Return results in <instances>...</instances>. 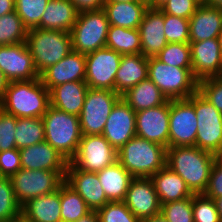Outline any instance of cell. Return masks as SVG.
Instances as JSON below:
<instances>
[{
	"label": "cell",
	"mask_w": 222,
	"mask_h": 222,
	"mask_svg": "<svg viewBox=\"0 0 222 222\" xmlns=\"http://www.w3.org/2000/svg\"><path fill=\"white\" fill-rule=\"evenodd\" d=\"M61 221L77 222L91 211L85 200L65 181L60 185Z\"/></svg>",
	"instance_id": "obj_33"
},
{
	"label": "cell",
	"mask_w": 222,
	"mask_h": 222,
	"mask_svg": "<svg viewBox=\"0 0 222 222\" xmlns=\"http://www.w3.org/2000/svg\"><path fill=\"white\" fill-rule=\"evenodd\" d=\"M97 213L99 222H141L123 201L108 202Z\"/></svg>",
	"instance_id": "obj_42"
},
{
	"label": "cell",
	"mask_w": 222,
	"mask_h": 222,
	"mask_svg": "<svg viewBox=\"0 0 222 222\" xmlns=\"http://www.w3.org/2000/svg\"><path fill=\"white\" fill-rule=\"evenodd\" d=\"M156 58L173 67L192 68L189 43H168Z\"/></svg>",
	"instance_id": "obj_38"
},
{
	"label": "cell",
	"mask_w": 222,
	"mask_h": 222,
	"mask_svg": "<svg viewBox=\"0 0 222 222\" xmlns=\"http://www.w3.org/2000/svg\"><path fill=\"white\" fill-rule=\"evenodd\" d=\"M18 150L45 140L43 118H17L15 130Z\"/></svg>",
	"instance_id": "obj_34"
},
{
	"label": "cell",
	"mask_w": 222,
	"mask_h": 222,
	"mask_svg": "<svg viewBox=\"0 0 222 222\" xmlns=\"http://www.w3.org/2000/svg\"><path fill=\"white\" fill-rule=\"evenodd\" d=\"M42 118L45 141L70 162L82 138L79 116L50 106Z\"/></svg>",
	"instance_id": "obj_4"
},
{
	"label": "cell",
	"mask_w": 222,
	"mask_h": 222,
	"mask_svg": "<svg viewBox=\"0 0 222 222\" xmlns=\"http://www.w3.org/2000/svg\"><path fill=\"white\" fill-rule=\"evenodd\" d=\"M198 92L222 113V77H210L198 81Z\"/></svg>",
	"instance_id": "obj_43"
},
{
	"label": "cell",
	"mask_w": 222,
	"mask_h": 222,
	"mask_svg": "<svg viewBox=\"0 0 222 222\" xmlns=\"http://www.w3.org/2000/svg\"><path fill=\"white\" fill-rule=\"evenodd\" d=\"M0 70L8 82L40 78L25 42L0 46Z\"/></svg>",
	"instance_id": "obj_14"
},
{
	"label": "cell",
	"mask_w": 222,
	"mask_h": 222,
	"mask_svg": "<svg viewBox=\"0 0 222 222\" xmlns=\"http://www.w3.org/2000/svg\"><path fill=\"white\" fill-rule=\"evenodd\" d=\"M194 222H221L215 201L203 194L192 196Z\"/></svg>",
	"instance_id": "obj_41"
},
{
	"label": "cell",
	"mask_w": 222,
	"mask_h": 222,
	"mask_svg": "<svg viewBox=\"0 0 222 222\" xmlns=\"http://www.w3.org/2000/svg\"><path fill=\"white\" fill-rule=\"evenodd\" d=\"M222 29V9L200 4L189 19L190 42L217 38Z\"/></svg>",
	"instance_id": "obj_23"
},
{
	"label": "cell",
	"mask_w": 222,
	"mask_h": 222,
	"mask_svg": "<svg viewBox=\"0 0 222 222\" xmlns=\"http://www.w3.org/2000/svg\"><path fill=\"white\" fill-rule=\"evenodd\" d=\"M199 5L195 0H168L159 9L168 15L190 19Z\"/></svg>",
	"instance_id": "obj_45"
},
{
	"label": "cell",
	"mask_w": 222,
	"mask_h": 222,
	"mask_svg": "<svg viewBox=\"0 0 222 222\" xmlns=\"http://www.w3.org/2000/svg\"><path fill=\"white\" fill-rule=\"evenodd\" d=\"M96 173L108 201H123L134 177L118 161Z\"/></svg>",
	"instance_id": "obj_30"
},
{
	"label": "cell",
	"mask_w": 222,
	"mask_h": 222,
	"mask_svg": "<svg viewBox=\"0 0 222 222\" xmlns=\"http://www.w3.org/2000/svg\"><path fill=\"white\" fill-rule=\"evenodd\" d=\"M15 222H32V221H29L24 216L20 215L15 219Z\"/></svg>",
	"instance_id": "obj_56"
},
{
	"label": "cell",
	"mask_w": 222,
	"mask_h": 222,
	"mask_svg": "<svg viewBox=\"0 0 222 222\" xmlns=\"http://www.w3.org/2000/svg\"><path fill=\"white\" fill-rule=\"evenodd\" d=\"M21 169L20 151L17 148L0 152V177L11 178Z\"/></svg>",
	"instance_id": "obj_46"
},
{
	"label": "cell",
	"mask_w": 222,
	"mask_h": 222,
	"mask_svg": "<svg viewBox=\"0 0 222 222\" xmlns=\"http://www.w3.org/2000/svg\"><path fill=\"white\" fill-rule=\"evenodd\" d=\"M66 171L20 169L11 177L14 195L22 207L29 200L50 194L65 181Z\"/></svg>",
	"instance_id": "obj_9"
},
{
	"label": "cell",
	"mask_w": 222,
	"mask_h": 222,
	"mask_svg": "<svg viewBox=\"0 0 222 222\" xmlns=\"http://www.w3.org/2000/svg\"><path fill=\"white\" fill-rule=\"evenodd\" d=\"M117 161V151L103 135H82L70 163L82 171L99 172Z\"/></svg>",
	"instance_id": "obj_11"
},
{
	"label": "cell",
	"mask_w": 222,
	"mask_h": 222,
	"mask_svg": "<svg viewBox=\"0 0 222 222\" xmlns=\"http://www.w3.org/2000/svg\"><path fill=\"white\" fill-rule=\"evenodd\" d=\"M7 85H8V80L5 78L3 72L0 70V100L4 96Z\"/></svg>",
	"instance_id": "obj_51"
},
{
	"label": "cell",
	"mask_w": 222,
	"mask_h": 222,
	"mask_svg": "<svg viewBox=\"0 0 222 222\" xmlns=\"http://www.w3.org/2000/svg\"><path fill=\"white\" fill-rule=\"evenodd\" d=\"M148 78L169 99H187L198 91L192 68L167 65L156 57L148 58Z\"/></svg>",
	"instance_id": "obj_6"
},
{
	"label": "cell",
	"mask_w": 222,
	"mask_h": 222,
	"mask_svg": "<svg viewBox=\"0 0 222 222\" xmlns=\"http://www.w3.org/2000/svg\"><path fill=\"white\" fill-rule=\"evenodd\" d=\"M77 11H90V10H99L104 7L105 0H70Z\"/></svg>",
	"instance_id": "obj_48"
},
{
	"label": "cell",
	"mask_w": 222,
	"mask_h": 222,
	"mask_svg": "<svg viewBox=\"0 0 222 222\" xmlns=\"http://www.w3.org/2000/svg\"><path fill=\"white\" fill-rule=\"evenodd\" d=\"M50 107V92L40 78L8 82L0 108L16 118H42Z\"/></svg>",
	"instance_id": "obj_2"
},
{
	"label": "cell",
	"mask_w": 222,
	"mask_h": 222,
	"mask_svg": "<svg viewBox=\"0 0 222 222\" xmlns=\"http://www.w3.org/2000/svg\"><path fill=\"white\" fill-rule=\"evenodd\" d=\"M17 118L0 108V152L16 148L15 130Z\"/></svg>",
	"instance_id": "obj_44"
},
{
	"label": "cell",
	"mask_w": 222,
	"mask_h": 222,
	"mask_svg": "<svg viewBox=\"0 0 222 222\" xmlns=\"http://www.w3.org/2000/svg\"><path fill=\"white\" fill-rule=\"evenodd\" d=\"M86 56L85 82L89 88L115 91V77L122 54L104 47Z\"/></svg>",
	"instance_id": "obj_12"
},
{
	"label": "cell",
	"mask_w": 222,
	"mask_h": 222,
	"mask_svg": "<svg viewBox=\"0 0 222 222\" xmlns=\"http://www.w3.org/2000/svg\"><path fill=\"white\" fill-rule=\"evenodd\" d=\"M123 202L140 220L159 214L162 205L150 178H133Z\"/></svg>",
	"instance_id": "obj_17"
},
{
	"label": "cell",
	"mask_w": 222,
	"mask_h": 222,
	"mask_svg": "<svg viewBox=\"0 0 222 222\" xmlns=\"http://www.w3.org/2000/svg\"><path fill=\"white\" fill-rule=\"evenodd\" d=\"M27 32L16 11L0 17V46L25 42Z\"/></svg>",
	"instance_id": "obj_35"
},
{
	"label": "cell",
	"mask_w": 222,
	"mask_h": 222,
	"mask_svg": "<svg viewBox=\"0 0 222 222\" xmlns=\"http://www.w3.org/2000/svg\"><path fill=\"white\" fill-rule=\"evenodd\" d=\"M86 76V56L71 51L58 63L49 66L40 74V80L50 91L60 84L74 81H84Z\"/></svg>",
	"instance_id": "obj_20"
},
{
	"label": "cell",
	"mask_w": 222,
	"mask_h": 222,
	"mask_svg": "<svg viewBox=\"0 0 222 222\" xmlns=\"http://www.w3.org/2000/svg\"><path fill=\"white\" fill-rule=\"evenodd\" d=\"M170 100L157 107L136 112V135L169 147Z\"/></svg>",
	"instance_id": "obj_15"
},
{
	"label": "cell",
	"mask_w": 222,
	"mask_h": 222,
	"mask_svg": "<svg viewBox=\"0 0 222 222\" xmlns=\"http://www.w3.org/2000/svg\"><path fill=\"white\" fill-rule=\"evenodd\" d=\"M218 213L220 215V220L222 222V197H217L214 199Z\"/></svg>",
	"instance_id": "obj_55"
},
{
	"label": "cell",
	"mask_w": 222,
	"mask_h": 222,
	"mask_svg": "<svg viewBox=\"0 0 222 222\" xmlns=\"http://www.w3.org/2000/svg\"><path fill=\"white\" fill-rule=\"evenodd\" d=\"M106 47L122 55L141 53L139 29H127L110 25L108 29Z\"/></svg>",
	"instance_id": "obj_32"
},
{
	"label": "cell",
	"mask_w": 222,
	"mask_h": 222,
	"mask_svg": "<svg viewBox=\"0 0 222 222\" xmlns=\"http://www.w3.org/2000/svg\"><path fill=\"white\" fill-rule=\"evenodd\" d=\"M77 222H99L98 213L95 210H91L82 216Z\"/></svg>",
	"instance_id": "obj_50"
},
{
	"label": "cell",
	"mask_w": 222,
	"mask_h": 222,
	"mask_svg": "<svg viewBox=\"0 0 222 222\" xmlns=\"http://www.w3.org/2000/svg\"><path fill=\"white\" fill-rule=\"evenodd\" d=\"M65 182L85 200L91 210L97 211L109 202L96 172L82 171L68 162Z\"/></svg>",
	"instance_id": "obj_19"
},
{
	"label": "cell",
	"mask_w": 222,
	"mask_h": 222,
	"mask_svg": "<svg viewBox=\"0 0 222 222\" xmlns=\"http://www.w3.org/2000/svg\"><path fill=\"white\" fill-rule=\"evenodd\" d=\"M102 135L116 151L136 135V112L122 98L113 106Z\"/></svg>",
	"instance_id": "obj_16"
},
{
	"label": "cell",
	"mask_w": 222,
	"mask_h": 222,
	"mask_svg": "<svg viewBox=\"0 0 222 222\" xmlns=\"http://www.w3.org/2000/svg\"><path fill=\"white\" fill-rule=\"evenodd\" d=\"M109 26L103 8L80 12L70 32L73 51L87 55L106 47Z\"/></svg>",
	"instance_id": "obj_7"
},
{
	"label": "cell",
	"mask_w": 222,
	"mask_h": 222,
	"mask_svg": "<svg viewBox=\"0 0 222 222\" xmlns=\"http://www.w3.org/2000/svg\"><path fill=\"white\" fill-rule=\"evenodd\" d=\"M79 12L70 0H49L40 29L71 32Z\"/></svg>",
	"instance_id": "obj_26"
},
{
	"label": "cell",
	"mask_w": 222,
	"mask_h": 222,
	"mask_svg": "<svg viewBox=\"0 0 222 222\" xmlns=\"http://www.w3.org/2000/svg\"><path fill=\"white\" fill-rule=\"evenodd\" d=\"M217 158H218L220 161H222V150H221V152L217 155Z\"/></svg>",
	"instance_id": "obj_60"
},
{
	"label": "cell",
	"mask_w": 222,
	"mask_h": 222,
	"mask_svg": "<svg viewBox=\"0 0 222 222\" xmlns=\"http://www.w3.org/2000/svg\"><path fill=\"white\" fill-rule=\"evenodd\" d=\"M25 43L39 75L73 51L71 35L66 31L29 29Z\"/></svg>",
	"instance_id": "obj_5"
},
{
	"label": "cell",
	"mask_w": 222,
	"mask_h": 222,
	"mask_svg": "<svg viewBox=\"0 0 222 222\" xmlns=\"http://www.w3.org/2000/svg\"><path fill=\"white\" fill-rule=\"evenodd\" d=\"M120 98L112 90L88 88L79 115L82 135H102L108 116Z\"/></svg>",
	"instance_id": "obj_10"
},
{
	"label": "cell",
	"mask_w": 222,
	"mask_h": 222,
	"mask_svg": "<svg viewBox=\"0 0 222 222\" xmlns=\"http://www.w3.org/2000/svg\"><path fill=\"white\" fill-rule=\"evenodd\" d=\"M121 98L135 111L149 109L164 104L168 98L149 79L130 88Z\"/></svg>",
	"instance_id": "obj_31"
},
{
	"label": "cell",
	"mask_w": 222,
	"mask_h": 222,
	"mask_svg": "<svg viewBox=\"0 0 222 222\" xmlns=\"http://www.w3.org/2000/svg\"><path fill=\"white\" fill-rule=\"evenodd\" d=\"M197 1L199 4H205L206 3V0H195Z\"/></svg>",
	"instance_id": "obj_61"
},
{
	"label": "cell",
	"mask_w": 222,
	"mask_h": 222,
	"mask_svg": "<svg viewBox=\"0 0 222 222\" xmlns=\"http://www.w3.org/2000/svg\"><path fill=\"white\" fill-rule=\"evenodd\" d=\"M19 151L21 169L66 171L68 161L45 140Z\"/></svg>",
	"instance_id": "obj_22"
},
{
	"label": "cell",
	"mask_w": 222,
	"mask_h": 222,
	"mask_svg": "<svg viewBox=\"0 0 222 222\" xmlns=\"http://www.w3.org/2000/svg\"><path fill=\"white\" fill-rule=\"evenodd\" d=\"M160 213L168 222H194L192 197L161 205Z\"/></svg>",
	"instance_id": "obj_39"
},
{
	"label": "cell",
	"mask_w": 222,
	"mask_h": 222,
	"mask_svg": "<svg viewBox=\"0 0 222 222\" xmlns=\"http://www.w3.org/2000/svg\"><path fill=\"white\" fill-rule=\"evenodd\" d=\"M168 0H153V2L148 6L149 8L159 9Z\"/></svg>",
	"instance_id": "obj_54"
},
{
	"label": "cell",
	"mask_w": 222,
	"mask_h": 222,
	"mask_svg": "<svg viewBox=\"0 0 222 222\" xmlns=\"http://www.w3.org/2000/svg\"><path fill=\"white\" fill-rule=\"evenodd\" d=\"M131 1H138V0H105V2H131Z\"/></svg>",
	"instance_id": "obj_58"
},
{
	"label": "cell",
	"mask_w": 222,
	"mask_h": 222,
	"mask_svg": "<svg viewBox=\"0 0 222 222\" xmlns=\"http://www.w3.org/2000/svg\"><path fill=\"white\" fill-rule=\"evenodd\" d=\"M161 204L179 201L192 197L194 194L185 181L169 167L165 166L150 177Z\"/></svg>",
	"instance_id": "obj_28"
},
{
	"label": "cell",
	"mask_w": 222,
	"mask_h": 222,
	"mask_svg": "<svg viewBox=\"0 0 222 222\" xmlns=\"http://www.w3.org/2000/svg\"><path fill=\"white\" fill-rule=\"evenodd\" d=\"M138 1L145 3L147 6H149L153 2V0H138Z\"/></svg>",
	"instance_id": "obj_59"
},
{
	"label": "cell",
	"mask_w": 222,
	"mask_h": 222,
	"mask_svg": "<svg viewBox=\"0 0 222 222\" xmlns=\"http://www.w3.org/2000/svg\"><path fill=\"white\" fill-rule=\"evenodd\" d=\"M85 81H74L53 87L50 92V106L76 116L80 115L88 90Z\"/></svg>",
	"instance_id": "obj_25"
},
{
	"label": "cell",
	"mask_w": 222,
	"mask_h": 222,
	"mask_svg": "<svg viewBox=\"0 0 222 222\" xmlns=\"http://www.w3.org/2000/svg\"><path fill=\"white\" fill-rule=\"evenodd\" d=\"M60 211V187L53 193L29 200L21 207V215L32 222H62Z\"/></svg>",
	"instance_id": "obj_27"
},
{
	"label": "cell",
	"mask_w": 222,
	"mask_h": 222,
	"mask_svg": "<svg viewBox=\"0 0 222 222\" xmlns=\"http://www.w3.org/2000/svg\"><path fill=\"white\" fill-rule=\"evenodd\" d=\"M138 29L141 54L145 57H156L168 44L164 31V13L160 9L148 8Z\"/></svg>",
	"instance_id": "obj_21"
},
{
	"label": "cell",
	"mask_w": 222,
	"mask_h": 222,
	"mask_svg": "<svg viewBox=\"0 0 222 222\" xmlns=\"http://www.w3.org/2000/svg\"><path fill=\"white\" fill-rule=\"evenodd\" d=\"M192 73L200 81L210 77H222V54L217 38L189 42Z\"/></svg>",
	"instance_id": "obj_18"
},
{
	"label": "cell",
	"mask_w": 222,
	"mask_h": 222,
	"mask_svg": "<svg viewBox=\"0 0 222 222\" xmlns=\"http://www.w3.org/2000/svg\"><path fill=\"white\" fill-rule=\"evenodd\" d=\"M203 195L215 199L217 197H222V161L216 158L211 172L209 181Z\"/></svg>",
	"instance_id": "obj_47"
},
{
	"label": "cell",
	"mask_w": 222,
	"mask_h": 222,
	"mask_svg": "<svg viewBox=\"0 0 222 222\" xmlns=\"http://www.w3.org/2000/svg\"><path fill=\"white\" fill-rule=\"evenodd\" d=\"M169 147L195 146L198 121L188 99L170 100Z\"/></svg>",
	"instance_id": "obj_13"
},
{
	"label": "cell",
	"mask_w": 222,
	"mask_h": 222,
	"mask_svg": "<svg viewBox=\"0 0 222 222\" xmlns=\"http://www.w3.org/2000/svg\"><path fill=\"white\" fill-rule=\"evenodd\" d=\"M15 11V0H0V17Z\"/></svg>",
	"instance_id": "obj_49"
},
{
	"label": "cell",
	"mask_w": 222,
	"mask_h": 222,
	"mask_svg": "<svg viewBox=\"0 0 222 222\" xmlns=\"http://www.w3.org/2000/svg\"><path fill=\"white\" fill-rule=\"evenodd\" d=\"M207 6L222 9V0H206Z\"/></svg>",
	"instance_id": "obj_53"
},
{
	"label": "cell",
	"mask_w": 222,
	"mask_h": 222,
	"mask_svg": "<svg viewBox=\"0 0 222 222\" xmlns=\"http://www.w3.org/2000/svg\"><path fill=\"white\" fill-rule=\"evenodd\" d=\"M216 158L196 146L168 147L166 166L185 181L193 194H203Z\"/></svg>",
	"instance_id": "obj_1"
},
{
	"label": "cell",
	"mask_w": 222,
	"mask_h": 222,
	"mask_svg": "<svg viewBox=\"0 0 222 222\" xmlns=\"http://www.w3.org/2000/svg\"><path fill=\"white\" fill-rule=\"evenodd\" d=\"M217 39H218V42H219V45H220V51H221V54H222V29H221Z\"/></svg>",
	"instance_id": "obj_57"
},
{
	"label": "cell",
	"mask_w": 222,
	"mask_h": 222,
	"mask_svg": "<svg viewBox=\"0 0 222 222\" xmlns=\"http://www.w3.org/2000/svg\"><path fill=\"white\" fill-rule=\"evenodd\" d=\"M165 36L168 43H189V19L164 13Z\"/></svg>",
	"instance_id": "obj_40"
},
{
	"label": "cell",
	"mask_w": 222,
	"mask_h": 222,
	"mask_svg": "<svg viewBox=\"0 0 222 222\" xmlns=\"http://www.w3.org/2000/svg\"><path fill=\"white\" fill-rule=\"evenodd\" d=\"M141 222H168L167 219L161 214L142 219Z\"/></svg>",
	"instance_id": "obj_52"
},
{
	"label": "cell",
	"mask_w": 222,
	"mask_h": 222,
	"mask_svg": "<svg viewBox=\"0 0 222 222\" xmlns=\"http://www.w3.org/2000/svg\"><path fill=\"white\" fill-rule=\"evenodd\" d=\"M49 0H15V11L29 30L40 28L41 17Z\"/></svg>",
	"instance_id": "obj_36"
},
{
	"label": "cell",
	"mask_w": 222,
	"mask_h": 222,
	"mask_svg": "<svg viewBox=\"0 0 222 222\" xmlns=\"http://www.w3.org/2000/svg\"><path fill=\"white\" fill-rule=\"evenodd\" d=\"M148 78V57L141 53L122 55L115 77V92L122 96Z\"/></svg>",
	"instance_id": "obj_24"
},
{
	"label": "cell",
	"mask_w": 222,
	"mask_h": 222,
	"mask_svg": "<svg viewBox=\"0 0 222 222\" xmlns=\"http://www.w3.org/2000/svg\"><path fill=\"white\" fill-rule=\"evenodd\" d=\"M21 215V206L14 195L11 178L0 177V222H8Z\"/></svg>",
	"instance_id": "obj_37"
},
{
	"label": "cell",
	"mask_w": 222,
	"mask_h": 222,
	"mask_svg": "<svg viewBox=\"0 0 222 222\" xmlns=\"http://www.w3.org/2000/svg\"><path fill=\"white\" fill-rule=\"evenodd\" d=\"M167 148L135 135L117 151V161L134 177L150 178L166 166Z\"/></svg>",
	"instance_id": "obj_3"
},
{
	"label": "cell",
	"mask_w": 222,
	"mask_h": 222,
	"mask_svg": "<svg viewBox=\"0 0 222 222\" xmlns=\"http://www.w3.org/2000/svg\"><path fill=\"white\" fill-rule=\"evenodd\" d=\"M148 8L140 1L105 2L103 7L110 25L127 29H138Z\"/></svg>",
	"instance_id": "obj_29"
},
{
	"label": "cell",
	"mask_w": 222,
	"mask_h": 222,
	"mask_svg": "<svg viewBox=\"0 0 222 222\" xmlns=\"http://www.w3.org/2000/svg\"><path fill=\"white\" fill-rule=\"evenodd\" d=\"M187 99L193 104L198 121L195 146L217 156L222 150V113L198 91Z\"/></svg>",
	"instance_id": "obj_8"
}]
</instances>
